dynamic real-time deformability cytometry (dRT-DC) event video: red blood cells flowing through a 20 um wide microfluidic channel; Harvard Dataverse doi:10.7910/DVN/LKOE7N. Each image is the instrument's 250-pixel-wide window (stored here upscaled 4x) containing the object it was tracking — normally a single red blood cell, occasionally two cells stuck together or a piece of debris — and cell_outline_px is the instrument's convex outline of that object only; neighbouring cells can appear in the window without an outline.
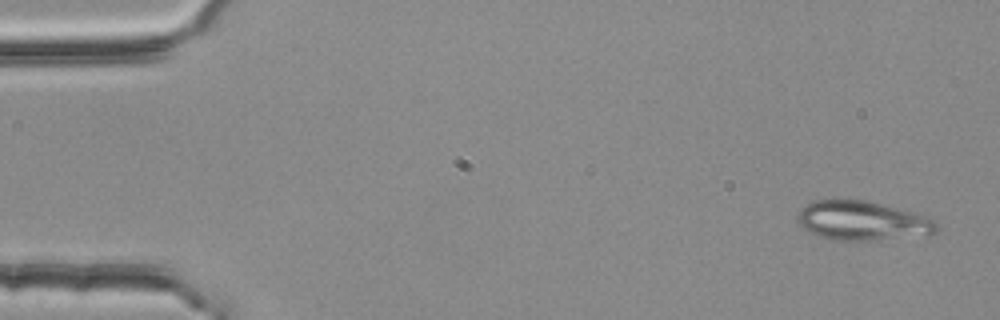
{"species": "common noctule bat (a hibernating species)", "species_latin": "Nyctalus noctula", "temperature_condition": "room temperature", "stored_images_in_passage": 4, "camera_frame_rate_fps": 3000, "um_per_image_px": 0.085, "animal": {"sex": "female", "body_mass_g": 25.1}, "frame": {"image": 1, "passage_image": 1, "time_ms": 0.0, "image_size_px": [1000, 320], "cell_outline_px": [[940, 228], [936, 232], [928, 236], [876, 240], [836, 240], [820, 236], [804, 228], [796, 220], [796, 216], [800, 208], [816, 200], [840, 196], [864, 200], [920, 212], [936, 220], [940, 224]], "centroid_in_image_um": [73.39, 18.73], "position_along_channel_um": 11.6, "area_um2": 33.12}}